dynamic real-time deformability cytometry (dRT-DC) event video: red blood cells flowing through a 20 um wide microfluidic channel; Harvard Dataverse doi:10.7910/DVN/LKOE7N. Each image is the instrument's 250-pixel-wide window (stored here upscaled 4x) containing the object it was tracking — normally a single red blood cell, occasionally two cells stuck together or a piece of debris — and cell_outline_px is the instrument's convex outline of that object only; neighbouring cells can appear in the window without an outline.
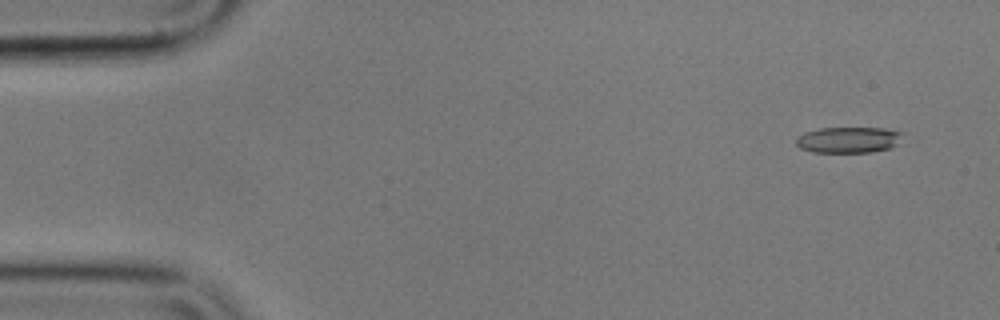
{"species": "common noctule bat (a hibernating species)", "species_latin": "Nyctalus noctula", "temperature_condition": "cold", "stored_images_in_passage": 46, "camera_frame_rate_fps": 3000, "um_per_image_px": 0.085, "animal": {"sex": "male", "body_mass_g": 17.9}, "frame": {"image": 1, "passage_image": 2, "time_ms": 0.333, "image_size_px": [1000, 320], "cell_outline_px": [[904, 132], [896, 144], [888, 148], [872, 152], [812, 152], [800, 148], [796, 144], [796, 136], [804, 132], [820, 128], [884, 128]], "centroid_in_image_um": [72.08, 11.88], "position_along_channel_um": 12.9, "area_um2": 16.13}}
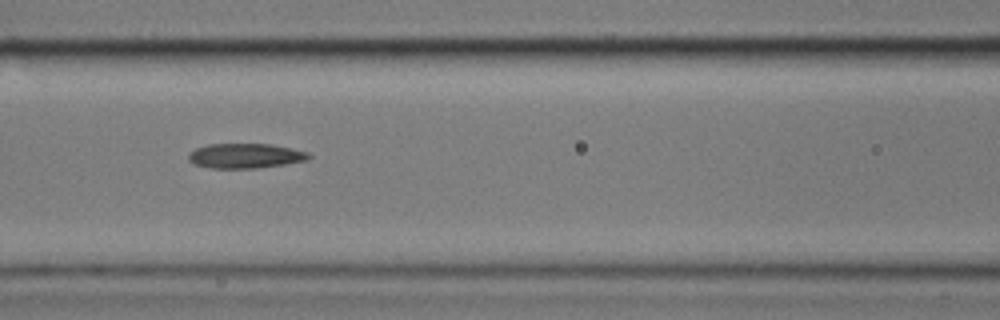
{"frame": {"image": 2, "passage_image": 22, "time_ms": 7.0, "image_size_px": [1000, 320], "cell_outline_px": [[312, 156], [308, 160], [284, 164], [256, 168], [212, 168], [196, 164], [188, 160], [188, 156], [196, 148], [208, 144], [272, 144], [292, 148], [308, 152]], "centroid_in_image_um": [20.9, 13.24], "position_along_channel_um": 145.7, "area_um2": 17.28}}
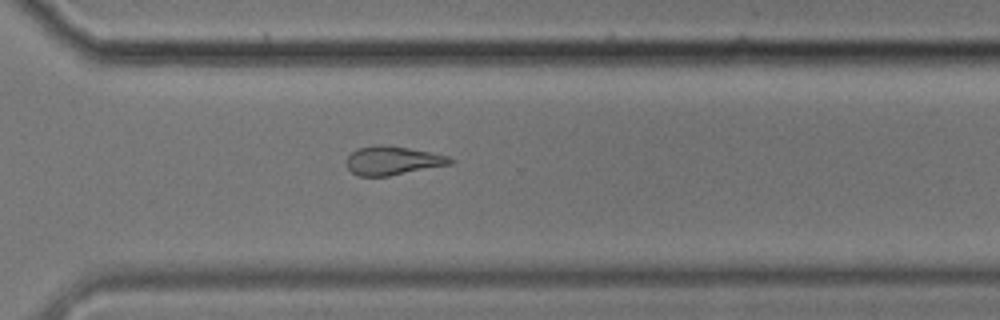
{"frame": {"image": 3, "passage_image": 38, "time_ms": 12.333, "image_size_px": [1000, 320], "cell_outline_px": [[456, 160], [452, 164], [388, 176], [360, 176], [352, 172], [348, 168], [344, 160], [356, 148], [372, 144], [380, 144], [408, 148], [448, 156]], "centroid_in_image_um": [33.34, 13.64], "position_along_channel_um": 337.3, "area_um2": 17.46}, "authors_computed_cell_mechanics": {"area_um2": 17.3978, "velocity_mm_per_s": 3.6008, "shape_relaxation_time_tau1_ms": null, "shape_relaxation_time_tau2_ms": 6.2204, "deformation_change_tau1": null, "deformation_change_tau2": 0.1765}}